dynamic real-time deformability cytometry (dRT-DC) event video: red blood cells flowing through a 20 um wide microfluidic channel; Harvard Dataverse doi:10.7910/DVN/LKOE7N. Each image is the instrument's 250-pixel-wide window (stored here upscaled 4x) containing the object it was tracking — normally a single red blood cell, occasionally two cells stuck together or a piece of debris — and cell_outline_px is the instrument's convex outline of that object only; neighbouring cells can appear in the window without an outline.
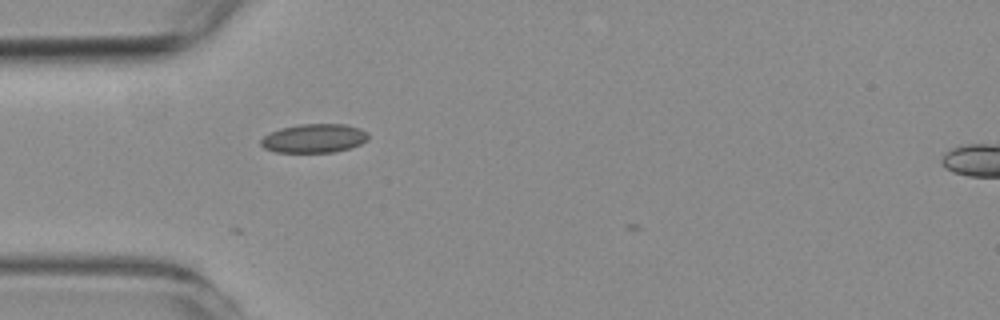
{"species": "common noctule bat (a hibernating species)", "species_latin": "Nyctalus noctula", "temperature_condition": "room temperature", "stored_images_in_passage": 35, "camera_frame_rate_fps": 3000, "um_per_image_px": 0.085, "animal": {"sex": "female", "body_mass_g": 19.3, "forearm_length_mm": 54.1}, "frame": {"image": 1, "passage_image": 1, "time_ms": 0.0, "image_size_px": [1000, 320], "cell_outline_px": [[368, 140], [360, 144], [348, 148], [332, 152], [276, 152], [264, 148], [260, 144], [260, 140], [264, 136], [280, 128], [300, 124], [348, 124], [360, 128], [368, 132]], "centroid_in_image_um": [26.71, 11.75], "position_along_channel_um": 58.3, "area_um2": 18.03}}
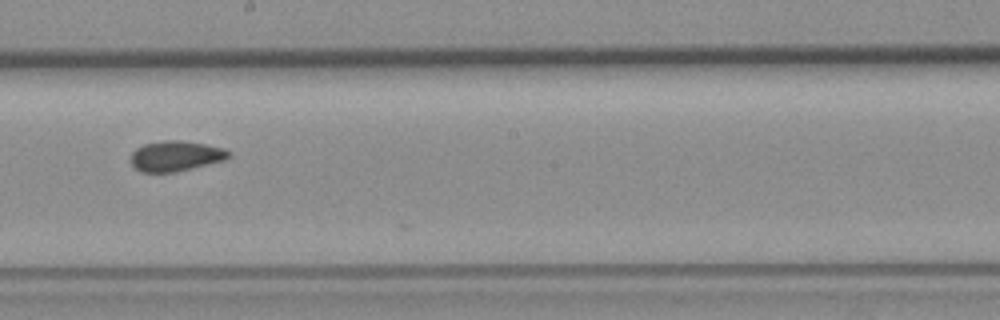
{"frame": {"image": 2, "passage_image": 16, "time_ms": 5.0, "image_size_px": [1000, 320], "cell_outline_px": [[232, 156], [224, 160], [176, 172], [140, 172], [132, 164], [132, 152], [136, 148], [144, 144], [164, 140], [180, 140], [204, 144], [224, 148], [232, 152]], "centroid_in_image_um": [14.96, 13.26], "position_along_channel_um": 233.2, "area_um2": 17.28}}
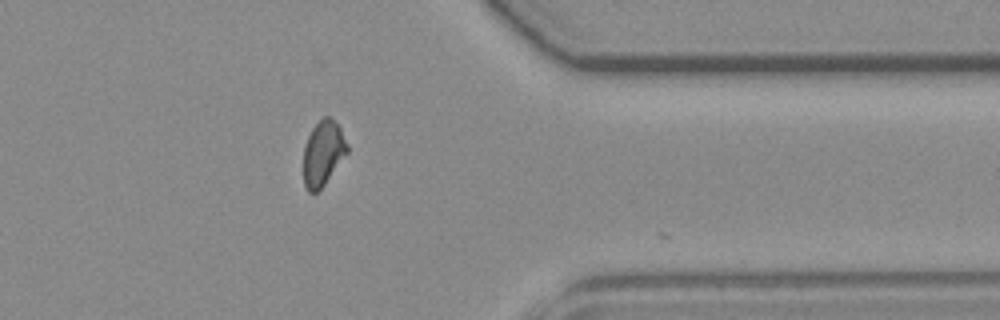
{"frame": {"image": 3, "passage_image": 30, "time_ms": 9.667, "image_size_px": [1000, 320], "cell_outline_px": [[348, 152], [324, 184], [316, 192], [308, 192], [304, 184], [304, 144], [312, 128], [324, 116], [328, 116], [340, 128], [348, 144]], "centroid_in_image_um": [27.45, 13.02], "position_along_channel_um": 383.9, "area_um2": 16.3}, "authors_computed_cell_mechanics": {"area_um2": 17.2822, "velocity_mm_per_s": 3.5571, "shape_relaxation_time_tau1_ms": null, "shape_relaxation_time_tau2_ms": 3.08, "deformation_change_tau1": null, "deformation_change_tau2": 0.0637}}